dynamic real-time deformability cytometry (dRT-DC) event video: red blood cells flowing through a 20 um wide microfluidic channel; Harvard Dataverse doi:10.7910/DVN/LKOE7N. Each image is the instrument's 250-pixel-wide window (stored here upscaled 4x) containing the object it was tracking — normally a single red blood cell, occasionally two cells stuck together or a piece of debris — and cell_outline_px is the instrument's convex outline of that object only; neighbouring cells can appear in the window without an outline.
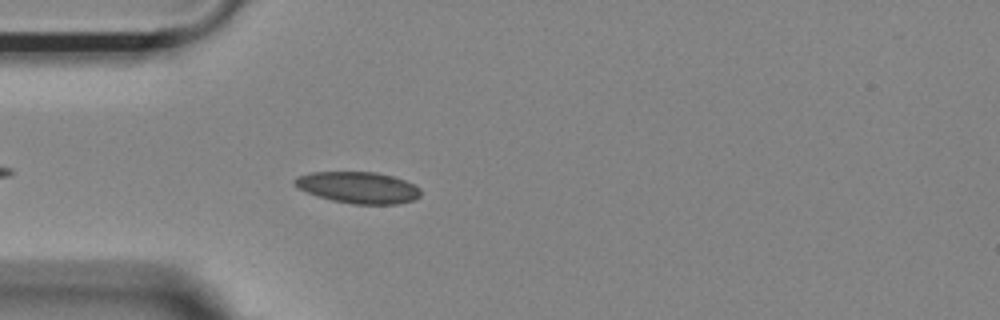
{"species": "Egyptian fruit bat (a non-hibernating species)", "species_latin": "Rousettus aegyptiacus", "temperature_condition": "room temperature", "stored_images_in_passage": 20, "camera_frame_rate_fps": 3000, "um_per_image_px": 0.085, "animal": {"sex": "female"}, "frame": {"image": 1, "passage_image": 5, "time_ms": 1.333, "image_size_px": [1000, 320], "cell_outline_px": [[420, 196], [416, 200], [396, 204], [352, 204], [332, 200], [308, 192], [292, 184], [292, 180], [300, 176], [312, 172], [376, 172], [392, 176], [404, 180], [420, 188]], "centroid_in_image_um": [30.48, 15.94], "position_along_channel_um": 54.5, "area_um2": 22.95}}
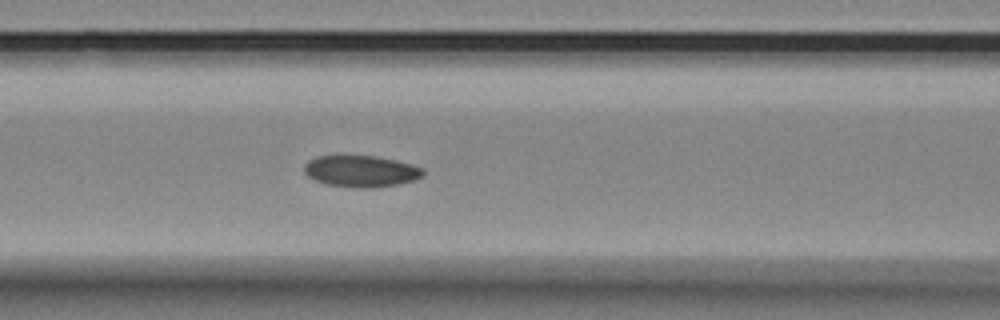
{"frame": {"image": 2, "passage_image": 12, "time_ms": 3.667, "image_size_px": [1000, 320], "cell_outline_px": [[424, 172], [420, 176], [412, 180], [400, 184], [372, 188], [360, 188], [328, 184], [316, 180], [308, 176], [304, 172], [304, 164], [308, 160], [316, 156], [376, 156], [396, 160], [412, 164], [424, 168]], "centroid_in_image_um": [30.68, 14.54], "position_along_channel_um": 135.9, "area_um2": 21.73}}
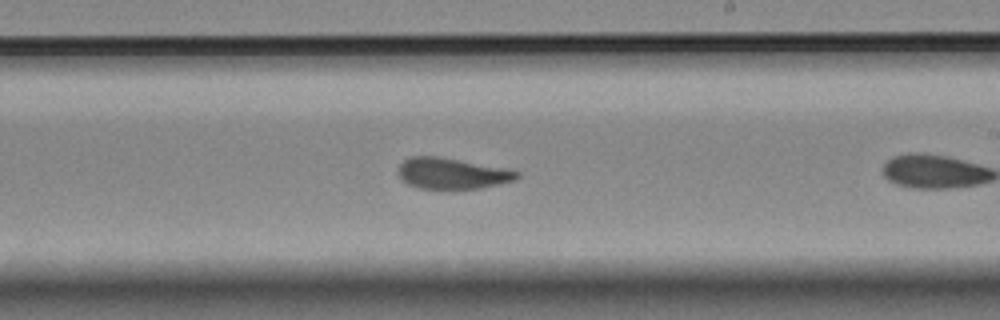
{"frame": {"image": 3, "passage_image": 18, "time_ms": 5.667, "image_size_px": [1000, 320], "cell_outline_px": [[520, 176], [516, 180], [480, 188], [420, 188], [408, 184], [400, 176], [400, 164], [404, 160], [412, 156], [440, 156], [520, 172]], "centroid_in_image_um": [38.42, 14.74], "position_along_channel_um": 250.6, "area_um2": 20.87}}